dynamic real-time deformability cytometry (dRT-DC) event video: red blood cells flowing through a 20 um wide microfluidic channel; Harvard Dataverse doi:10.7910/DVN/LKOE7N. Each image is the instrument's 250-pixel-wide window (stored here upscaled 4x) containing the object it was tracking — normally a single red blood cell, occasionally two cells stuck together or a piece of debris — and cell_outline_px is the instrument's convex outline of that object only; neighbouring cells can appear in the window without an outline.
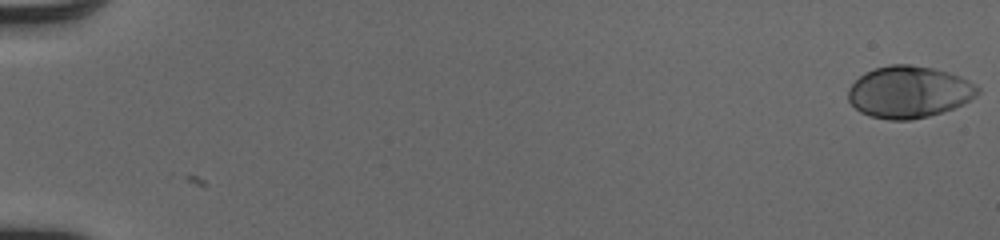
{"species": "human", "species_latin": "Homo sapiens", "temperature_condition": "cold", "stored_images_in_passage": 52, "camera_frame_rate_fps": 3000, "um_per_image_px": 0.085, "donor": {"sex": "male"}, "frame": {"image": 1, "passage_image": 1, "time_ms": 0.0, "image_size_px": [1000, 240], "cell_outline_px": [[980, 92], [976, 96], [964, 104], [928, 116], [912, 120], [888, 120], [872, 116], [860, 112], [848, 100], [848, 88], [864, 72], [876, 68], [892, 64], [912, 64], [932, 68], [948, 72], [960, 76], [976, 84], [980, 88]], "centroid_in_image_um": [77.28, 7.81], "position_along_channel_um": 7.7, "area_um2": 39.19}}
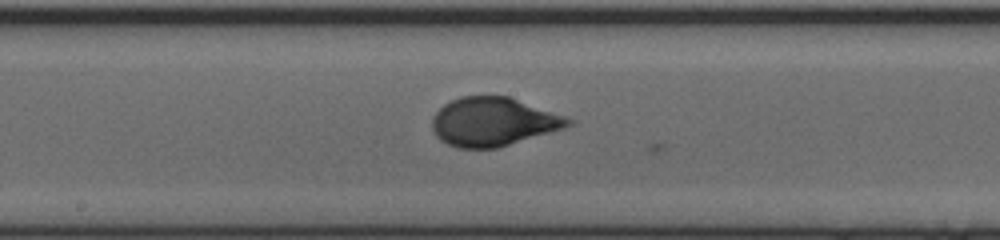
{"frame": {"image": 2, "passage_image": 30, "time_ms": 9.667, "image_size_px": [1000, 240], "cell_outline_px": [[576, 124], [564, 128], [500, 148], [460, 148], [448, 144], [440, 140], [436, 136], [432, 128], [432, 116], [444, 104], [460, 96], [508, 96], [576, 120]], "centroid_in_image_um": [41.94, 10.36], "position_along_channel_um": 206.3, "area_um2": 38.73}}
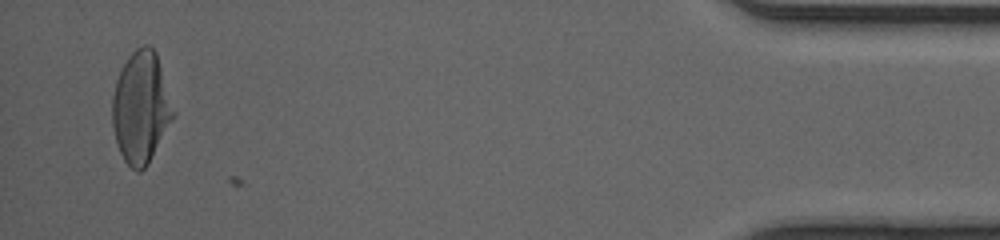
{"frame": {"image": 3, "passage_image": 51, "time_ms": 16.667, "image_size_px": [1000, 240], "cell_outline_px": [[176, 116], [148, 164], [140, 172], [136, 172], [124, 160], [116, 144], [112, 124], [112, 96], [116, 80], [128, 56], [136, 48], [144, 44], [148, 44], [156, 52], [176, 112]], "centroid_in_image_um": [12.0, 9.15], "position_along_channel_um": 423.2, "area_um2": 40.06}, "authors_computed_cell_mechanics": {"area_um2": 38.2636, "velocity_mm_per_s": 4.0948, "shape_relaxation_time_tau1_ms": 3.4133, "shape_relaxation_time_tau2_ms": null, "deformation_change_tau1": 0.1904, "deformation_change_tau2": null}}